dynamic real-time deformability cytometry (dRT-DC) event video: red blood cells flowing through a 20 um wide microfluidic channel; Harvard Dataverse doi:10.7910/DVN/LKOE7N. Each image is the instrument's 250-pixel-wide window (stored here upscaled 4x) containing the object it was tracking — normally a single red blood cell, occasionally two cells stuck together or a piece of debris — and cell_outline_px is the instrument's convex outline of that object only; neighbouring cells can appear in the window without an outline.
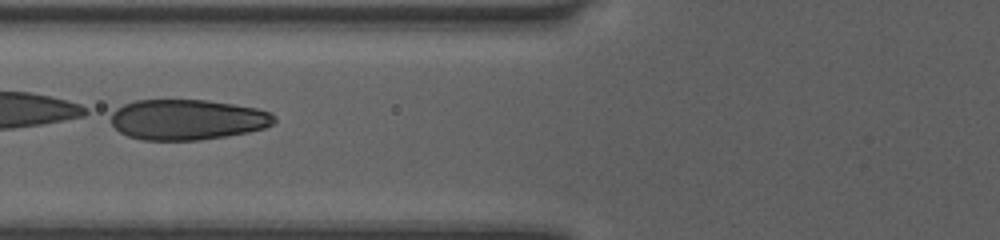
{"species": "human", "species_latin": "Homo sapiens", "temperature_condition": "room temperature", "stored_images_in_passage": 32, "camera_frame_rate_fps": 3000, "um_per_image_px": 0.085, "donor": {"sex": "female"}, "frame": {"image": 1, "passage_image": 7, "time_ms": 2.0, "image_size_px": [1000, 240], "cell_outline_px": [[276, 120], [272, 124], [264, 128], [248, 132], [200, 140], [144, 140], [128, 136], [120, 132], [112, 124], [112, 112], [116, 108], [124, 104], [136, 100], [208, 100], [256, 108], [268, 112], [276, 116]], "centroid_in_image_um": [15.91, 10.16], "position_along_channel_um": 109.9, "area_um2": 38.38}}
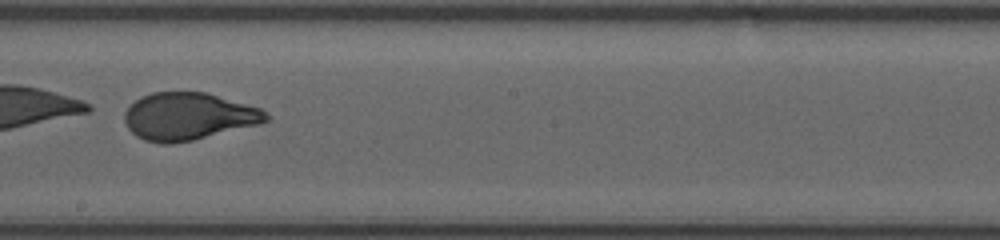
{"frame": {"image": 2, "passage_image": 16, "time_ms": 5.0, "image_size_px": [1000, 240], "cell_outline_px": [[268, 120], [256, 124], [192, 140], [172, 144], [164, 144], [144, 140], [136, 136], [128, 128], [124, 120], [124, 112], [140, 96], [152, 92], [204, 92], [260, 108], [268, 116]], "centroid_in_image_um": [15.94, 9.89], "position_along_channel_um": 232.3, "area_um2": 38.49}}
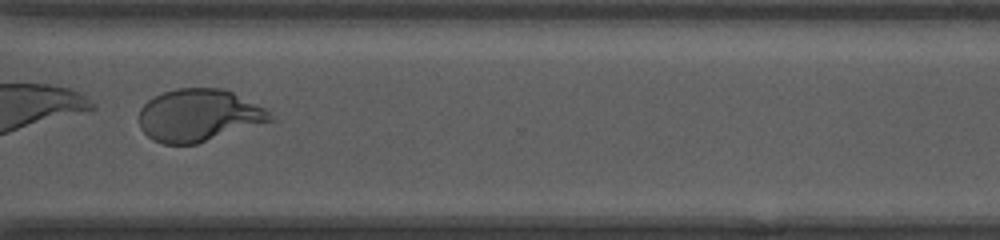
{"frame": {"image": 3, "passage_image": 25, "time_ms": 8.0, "image_size_px": [1000, 240], "cell_outline_px": [[272, 120], [196, 144], [164, 144], [152, 140], [140, 128], [140, 108], [148, 100], [164, 92], [176, 88], [220, 88], [232, 92], [264, 108], [272, 116]], "centroid_in_image_um": [16.84, 9.8], "position_along_channel_um": 353.8, "area_um2": 39.42}, "authors_computed_cell_mechanics": {"area_um2": 39.7086, "velocity_mm_per_s": 4.0549, "shape_relaxation_time_tau1_ms": 1.1599, "shape_relaxation_time_tau2_ms": null, "deformation_change_tau1": 0.3149, "deformation_change_tau2": null}}